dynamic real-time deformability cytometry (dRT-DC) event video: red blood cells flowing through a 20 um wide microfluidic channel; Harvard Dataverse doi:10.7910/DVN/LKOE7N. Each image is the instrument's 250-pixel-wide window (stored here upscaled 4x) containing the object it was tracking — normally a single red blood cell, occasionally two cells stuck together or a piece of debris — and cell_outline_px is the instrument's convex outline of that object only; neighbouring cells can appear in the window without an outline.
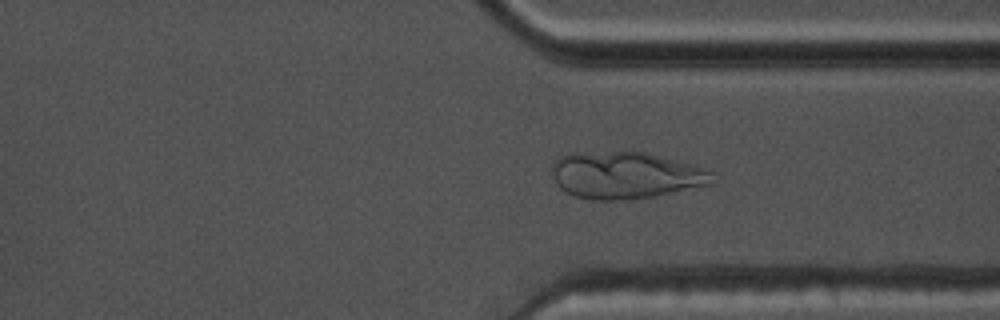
{"species": "common noctule bat (a hibernating species)", "species_latin": "Nyctalus noctula", "temperature_condition": "warm", "stored_images_in_passage": 48, "camera_frame_rate_fps": 3000, "um_per_image_px": 0.085, "animal": {"sex": "male", "body_mass_g": 17.5, "forearm_length_mm": 52.3}, "frame": {"image": 1, "passage_image": 41, "time_ms": 13.333, "image_size_px": [1000, 320], "cell_outline_px": [[716, 184], [656, 196], [624, 200], [592, 200], [576, 196], [564, 192], [556, 184], [552, 176], [552, 164], [560, 156], [616, 152], [644, 152], [708, 168], [716, 172]], "centroid_in_image_um": [53.3, 14.93], "position_along_channel_um": 358.1, "area_um2": 44.04}}